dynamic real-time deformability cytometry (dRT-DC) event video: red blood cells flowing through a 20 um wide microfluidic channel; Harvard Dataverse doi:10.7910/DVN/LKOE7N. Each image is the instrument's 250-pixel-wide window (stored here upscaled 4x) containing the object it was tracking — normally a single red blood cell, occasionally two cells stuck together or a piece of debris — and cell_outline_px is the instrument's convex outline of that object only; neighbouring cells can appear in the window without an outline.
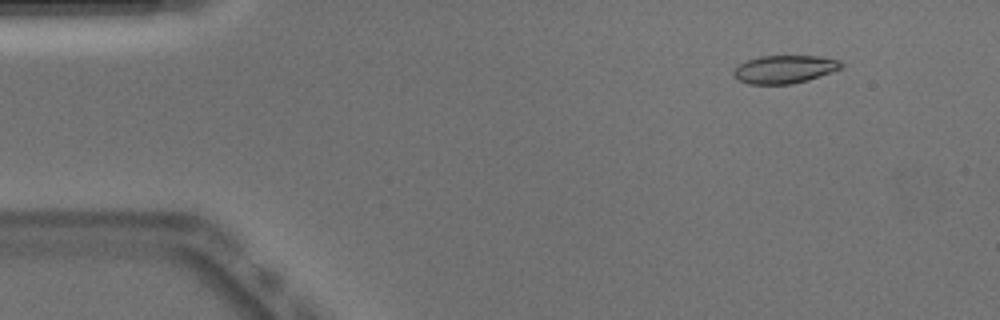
{"species": "Egyptian fruit bat (a non-hibernating species)", "species_latin": "Rousettus aegyptiacus", "temperature_condition": "warm", "stored_images_in_passage": 9, "camera_frame_rate_fps": 3000, "um_per_image_px": 0.085, "animal": {"sex": "male"}, "frame": {"image": 1, "passage_image": 2, "time_ms": 0.333, "image_size_px": [1000, 320], "cell_outline_px": [[844, 64], [840, 68], [808, 80], [792, 84], [748, 84], [736, 80], [732, 72], [740, 64], [748, 60], [760, 56], [816, 56], [840, 60]], "centroid_in_image_um": [66.65, 5.89], "position_along_channel_um": 18.4, "area_um2": 17.46}}